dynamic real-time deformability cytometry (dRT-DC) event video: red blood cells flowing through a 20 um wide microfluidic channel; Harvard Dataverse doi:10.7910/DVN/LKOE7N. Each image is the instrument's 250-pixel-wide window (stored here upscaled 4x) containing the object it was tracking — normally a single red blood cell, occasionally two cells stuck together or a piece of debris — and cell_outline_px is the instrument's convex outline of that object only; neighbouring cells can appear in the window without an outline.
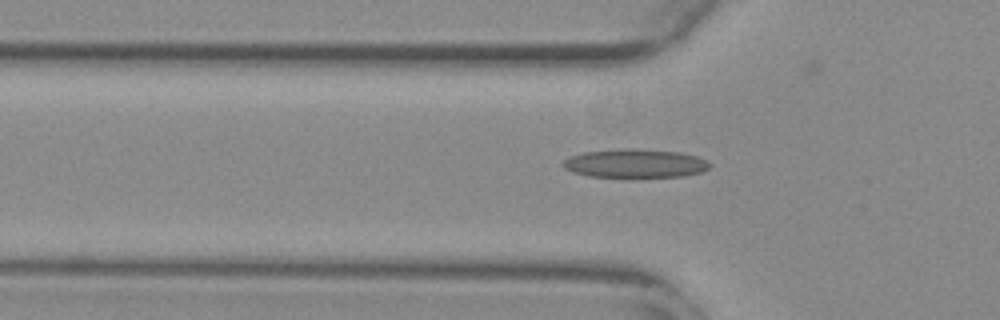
{"species": "common noctule bat (a hibernating species)", "species_latin": "Nyctalus noctula", "temperature_condition": "warm", "stored_images_in_passage": 36, "camera_frame_rate_fps": 3000, "um_per_image_px": 0.085, "animal": {"sex": "female", "body_mass_g": 29.2, "forearm_length_mm": 56.3}, "frame": {"image": 1, "passage_image": 2, "time_ms": 0.333, "image_size_px": [1000, 320], "cell_outline_px": [[712, 164], [708, 168], [700, 172], [684, 176], [588, 176], [572, 172], [564, 168], [560, 164], [568, 156], [584, 152], [624, 148], [628, 148], [680, 152], [696, 156], [708, 160]], "centroid_in_image_um": [53.96, 13.87], "position_along_channel_um": 71.8, "area_um2": 24.33}}
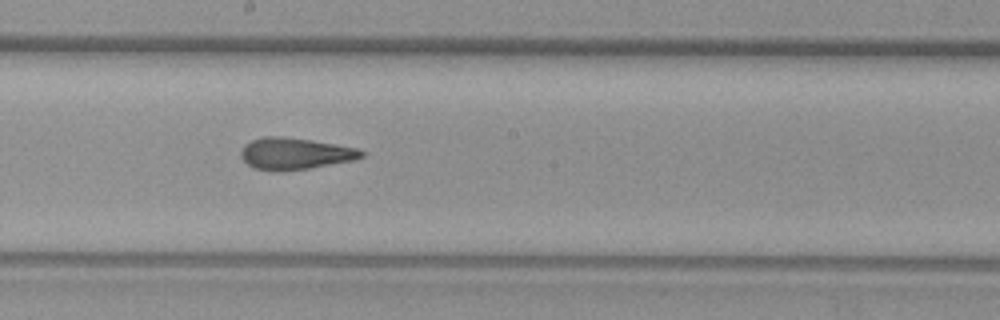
{"frame": {"image": 2, "passage_image": 14, "time_ms": 4.333, "image_size_px": [1000, 320], "cell_outline_px": [[364, 156], [356, 160], [308, 168], [280, 172], [272, 172], [252, 168], [240, 156], [240, 152], [244, 144], [252, 140], [264, 136], [280, 136], [336, 144], [356, 148], [364, 152]], "centroid_in_image_um": [25.04, 13.07], "position_along_channel_um": 223.2, "area_um2": 22.37}}
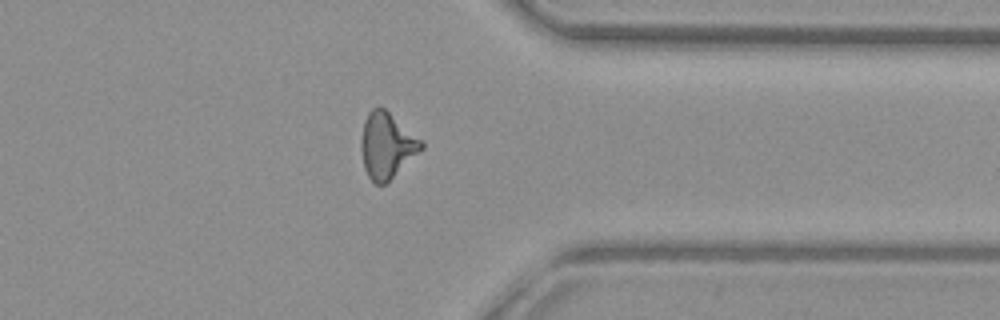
{"frame": {"image": 3, "passage_image": 27, "time_ms": 8.667, "image_size_px": [1000, 320], "cell_outline_px": [[424, 148], [384, 184], [376, 184], [368, 176], [364, 168], [360, 148], [360, 140], [364, 120], [368, 112], [372, 108], [384, 108], [424, 140]], "centroid_in_image_um": [32.88, 12.34], "position_along_channel_um": 378.5, "area_um2": 23.06}, "authors_computed_cell_mechanics": {"area_um2": 22.3108, "velocity_mm_per_s": 3.7622, "shape_relaxation_time_tau1_ms": null, "shape_relaxation_time_tau2_ms": 2.0574, "deformation_change_tau1": null, "deformation_change_tau2": 0.1049}}